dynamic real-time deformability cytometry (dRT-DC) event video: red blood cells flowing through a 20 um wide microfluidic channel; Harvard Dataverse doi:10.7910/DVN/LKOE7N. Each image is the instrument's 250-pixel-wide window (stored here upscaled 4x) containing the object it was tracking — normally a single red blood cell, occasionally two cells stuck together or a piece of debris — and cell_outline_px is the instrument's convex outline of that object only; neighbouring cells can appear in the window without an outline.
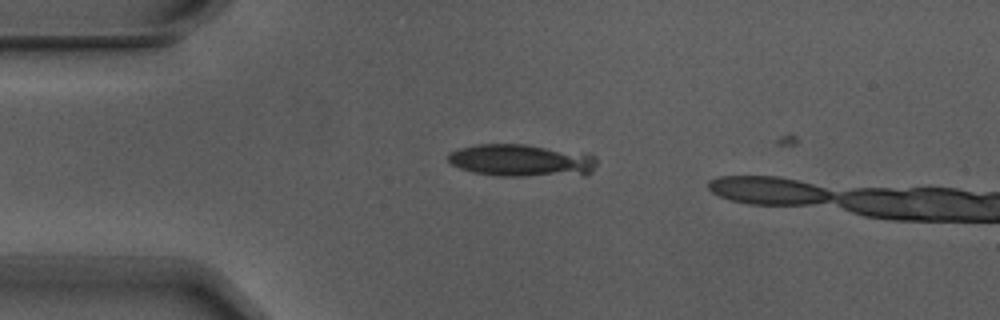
{"species": "Egyptian fruit bat (a non-hibernating species)", "species_latin": "Rousettus aegyptiacus", "temperature_condition": "warm", "stored_images_in_passage": 5, "camera_frame_rate_fps": 3000, "um_per_image_px": 0.085, "animal": {"sex": "male"}, "frame": {"image": 1, "passage_image": 3, "time_ms": 0.667, "image_size_px": [1000, 320], "cell_outline_px": [[596, 164], [592, 172], [584, 176], [500, 176], [472, 172], [460, 168], [452, 164], [448, 160], [448, 156], [452, 152], [460, 148], [476, 144], [524, 144], [596, 156]], "centroid_in_image_um": [44.34, 13.67], "position_along_channel_um": 40.7, "area_um2": 27.98}}